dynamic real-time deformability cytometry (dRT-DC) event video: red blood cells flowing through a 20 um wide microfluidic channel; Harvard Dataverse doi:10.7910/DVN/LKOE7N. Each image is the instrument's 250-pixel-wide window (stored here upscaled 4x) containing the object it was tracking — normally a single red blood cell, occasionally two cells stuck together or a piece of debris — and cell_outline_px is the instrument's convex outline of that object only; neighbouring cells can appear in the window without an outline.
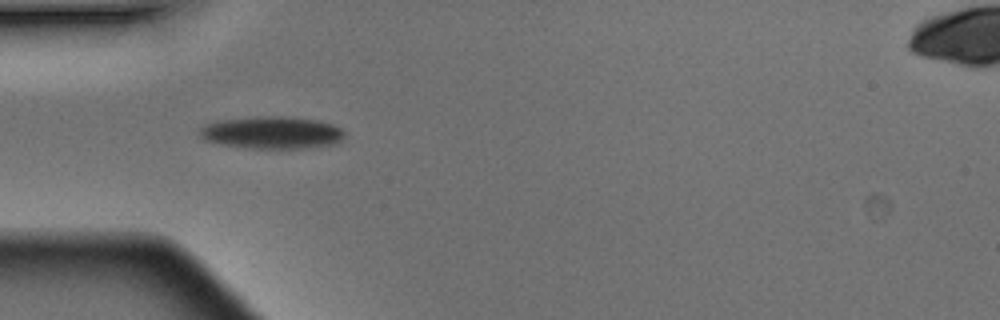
{"species": "Egyptian fruit bat (a non-hibernating species)", "species_latin": "Rousettus aegyptiacus", "temperature_condition": "warm", "stored_images_in_passage": 2, "camera_frame_rate_fps": 3000, "um_per_image_px": 0.085, "animal": {"sex": "male"}, "frame": {"image": 1, "passage_image": 1, "time_ms": 0.0, "image_size_px": [1000, 320], "cell_outline_px": [[344, 136], [336, 144], [304, 148], [252, 148], [228, 144], [208, 140], [200, 136], [200, 128], [204, 124], [216, 120], [264, 116], [288, 116], [316, 120], [332, 124], [340, 128], [344, 132]], "centroid_in_image_um": [23.14, 11.25], "position_along_channel_um": 61.9, "area_um2": 26.99}}
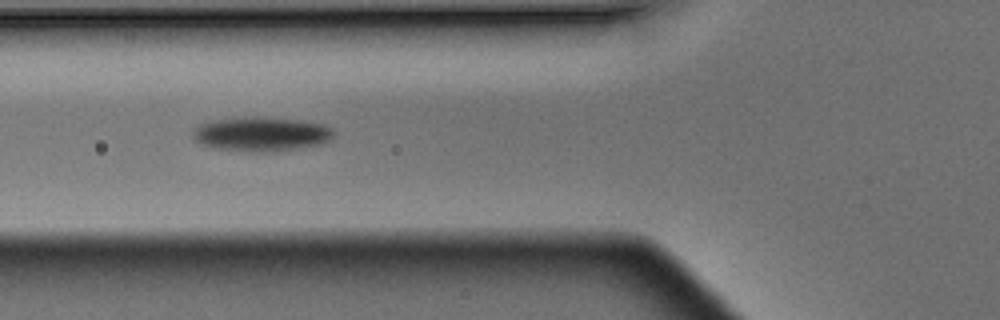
{"frame": {"image": 2, "passage_image": 2, "time_ms": 0.333, "image_size_px": [1000, 320], "cell_outline_px": [[336, 132], [332, 140], [320, 144], [296, 148], [220, 148], [204, 144], [196, 140], [192, 136], [196, 128], [200, 124], [216, 120], [244, 116], [264, 116], [300, 120], [324, 124], [332, 128]], "centroid_in_image_um": [22.31, 11.3], "position_along_channel_um": 103.5, "area_um2": 26.82}}